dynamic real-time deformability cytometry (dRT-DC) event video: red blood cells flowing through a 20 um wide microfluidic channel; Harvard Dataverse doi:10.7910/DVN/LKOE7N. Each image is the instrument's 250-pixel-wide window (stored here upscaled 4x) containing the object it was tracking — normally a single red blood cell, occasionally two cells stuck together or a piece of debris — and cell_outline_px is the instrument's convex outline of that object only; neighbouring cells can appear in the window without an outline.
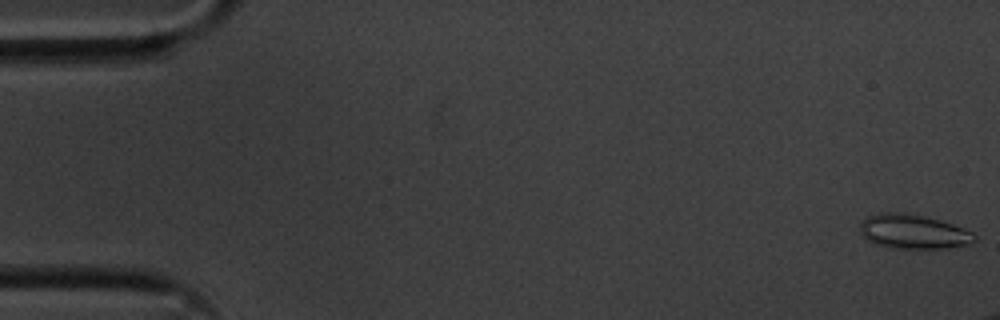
{"species": "common noctule bat (a hibernating species)", "species_latin": "Nyctalus noctula", "temperature_condition": "cold", "stored_images_in_passage": 12, "camera_frame_rate_fps": 3000, "um_per_image_px": 0.085, "animal": {"sex": "male", "body_mass_g": 20.1, "forearm_length_mm": 53.5}, "frame": {"image": 1, "passage_image": 1, "time_ms": 0.0, "image_size_px": [1000, 320], "cell_outline_px": [[976, 240], [968, 244], [948, 248], [888, 248], [872, 244], [860, 232], [860, 224], [868, 216], [884, 212], [900, 212], [924, 216], [940, 220], [952, 224], [972, 232], [976, 236]], "centroid_in_image_um": [77.61, 19.7], "position_along_channel_um": 7.4, "area_um2": 22.89}}